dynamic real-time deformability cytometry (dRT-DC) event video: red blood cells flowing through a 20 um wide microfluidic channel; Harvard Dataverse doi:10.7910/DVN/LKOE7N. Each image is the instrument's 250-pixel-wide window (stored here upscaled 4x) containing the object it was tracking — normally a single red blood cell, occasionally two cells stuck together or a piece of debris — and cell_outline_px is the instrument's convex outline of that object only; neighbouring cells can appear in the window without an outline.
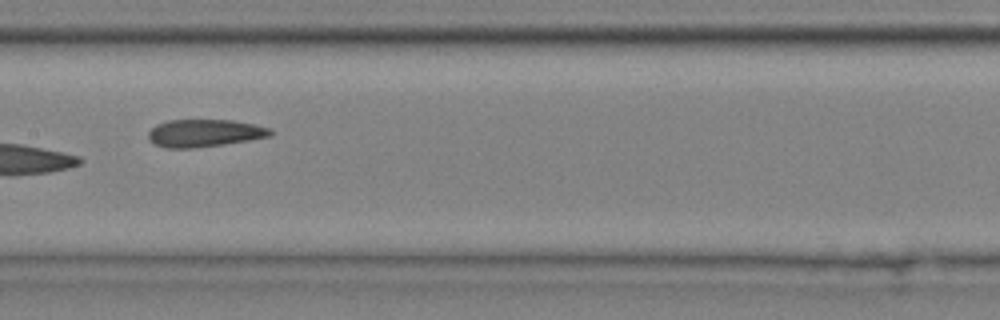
{"species": "common noctule bat (a hibernating species)", "species_latin": "Nyctalus noctula", "temperature_condition": "cold", "stored_images_in_passage": 8, "camera_frame_rate_fps": 3000, "um_per_image_px": 0.085, "animal": {"sex": "male", "body_mass_g": 20.4}, "frame": {"image": 1, "passage_image": 8, "time_ms": 2.333, "image_size_px": [1000, 320], "cell_outline_px": [[272, 132], [268, 136], [248, 140], [224, 144], [196, 148], [164, 148], [148, 140], [148, 132], [156, 124], [168, 120], [232, 120], [272, 128]], "centroid_in_image_um": [17.33, 11.31], "position_along_channel_um": 190.1, "area_um2": 19.54}}